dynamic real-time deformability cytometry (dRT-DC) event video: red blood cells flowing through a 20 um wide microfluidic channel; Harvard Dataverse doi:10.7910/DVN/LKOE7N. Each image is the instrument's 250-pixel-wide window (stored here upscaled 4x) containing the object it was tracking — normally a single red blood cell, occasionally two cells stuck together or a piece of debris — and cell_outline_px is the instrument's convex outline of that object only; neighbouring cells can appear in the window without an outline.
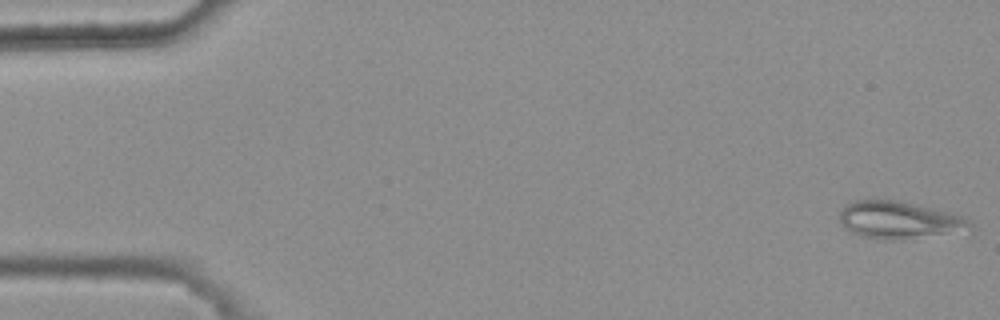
{"species": "common noctule bat (a hibernating species)", "species_latin": "Nyctalus noctula", "temperature_condition": "warm", "stored_images_in_passage": 47, "camera_frame_rate_fps": 3000, "um_per_image_px": 0.085, "animal": {"sex": "female", "body_mass_g": 25.1}, "frame": {"image": 1, "passage_image": 1, "time_ms": 0.0, "image_size_px": [1000, 320], "cell_outline_px": [[976, 228], [972, 236], [900, 240], [884, 240], [864, 236], [852, 232], [844, 228], [840, 220], [840, 212], [848, 204], [856, 200], [900, 200], [964, 216]], "centroid_in_image_um": [76.71, 18.78], "position_along_channel_um": 8.3, "area_um2": 30.0}}
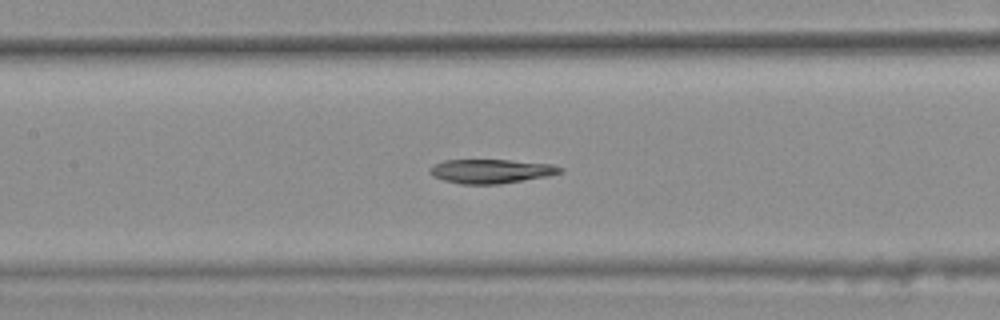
{"frame": {"image": 2, "passage_image": 25, "time_ms": 8.0, "image_size_px": [1000, 320], "cell_outline_px": [[564, 172], [548, 176], [500, 184], [460, 184], [444, 180], [432, 176], [428, 172], [428, 168], [444, 160], [508, 160], [552, 164], [564, 168]], "centroid_in_image_um": [41.75, 14.55], "position_along_channel_um": 165.7, "area_um2": 18.38}}
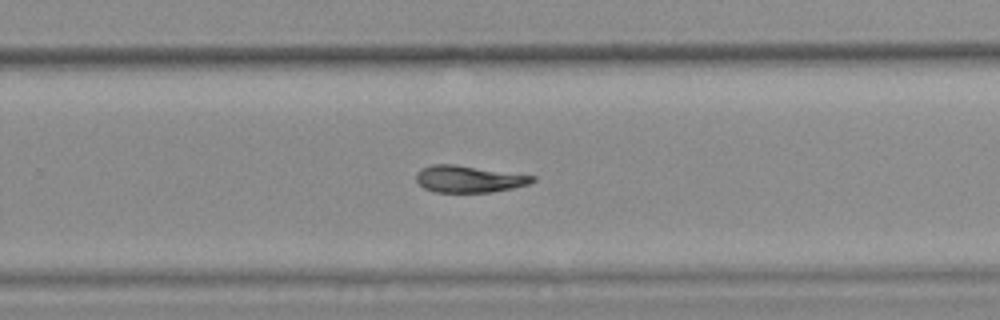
{"frame": {"image": 3, "passage_image": 35, "time_ms": 11.333, "image_size_px": [1000, 320], "cell_outline_px": [[536, 180], [528, 184], [512, 188], [492, 192], [436, 192], [424, 188], [416, 180], [416, 172], [420, 168], [432, 164], [456, 164], [536, 176]], "centroid_in_image_um": [39.84, 15.2], "position_along_channel_um": 290.0, "area_um2": 18.26}}